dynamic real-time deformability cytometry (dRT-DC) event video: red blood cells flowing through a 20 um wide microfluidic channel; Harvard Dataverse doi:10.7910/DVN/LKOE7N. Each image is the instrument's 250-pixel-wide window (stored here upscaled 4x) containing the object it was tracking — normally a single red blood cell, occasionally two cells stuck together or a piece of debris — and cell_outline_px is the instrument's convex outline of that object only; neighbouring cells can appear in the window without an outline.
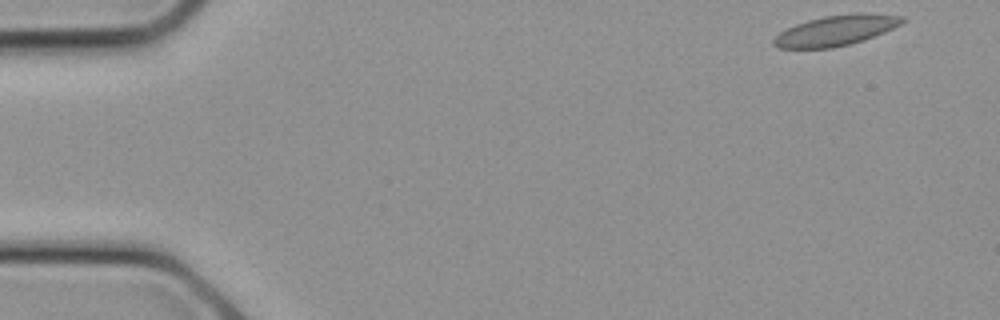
{"species": "common noctule bat (a hibernating species)", "species_latin": "Nyctalus noctula", "temperature_condition": "cold", "stored_images_in_passage": 7, "camera_frame_rate_fps": 3000, "um_per_image_px": 0.085, "animal": {"sex": "female", "body_mass_g": 21.9}, "frame": {"image": 1, "passage_image": 1, "time_ms": 0.0, "image_size_px": [1000, 320], "cell_outline_px": [[908, 20], [884, 32], [864, 40], [832, 48], [776, 48], [772, 44], [772, 40], [780, 32], [796, 24], [808, 20], [824, 16], [860, 12], [904, 16]], "centroid_in_image_um": [71.06, 2.58], "position_along_channel_um": 13.9, "area_um2": 22.72}}
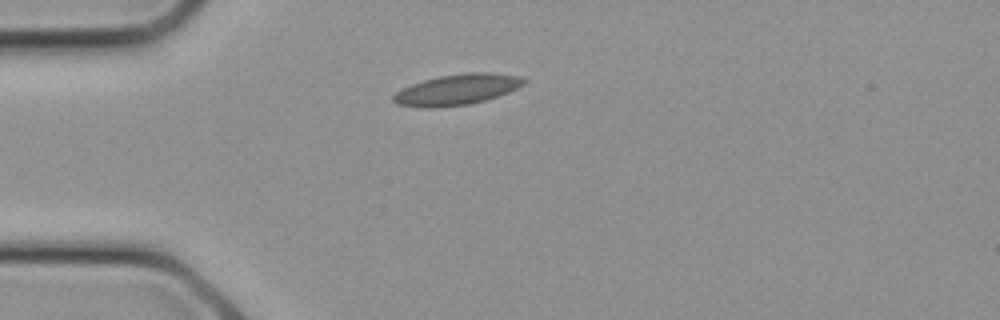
{"frame": {"image": 2, "passage_image": 6, "time_ms": 1.667, "image_size_px": [1000, 320], "cell_outline_px": [[528, 80], [524, 84], [508, 92], [484, 100], [468, 104], [432, 108], [420, 108], [396, 104], [392, 100], [392, 96], [396, 92], [412, 84], [424, 80], [440, 76], [464, 72], [492, 72], [520, 76]], "centroid_in_image_um": [38.84, 7.61], "position_along_channel_um": 46.2, "area_um2": 23.35}}